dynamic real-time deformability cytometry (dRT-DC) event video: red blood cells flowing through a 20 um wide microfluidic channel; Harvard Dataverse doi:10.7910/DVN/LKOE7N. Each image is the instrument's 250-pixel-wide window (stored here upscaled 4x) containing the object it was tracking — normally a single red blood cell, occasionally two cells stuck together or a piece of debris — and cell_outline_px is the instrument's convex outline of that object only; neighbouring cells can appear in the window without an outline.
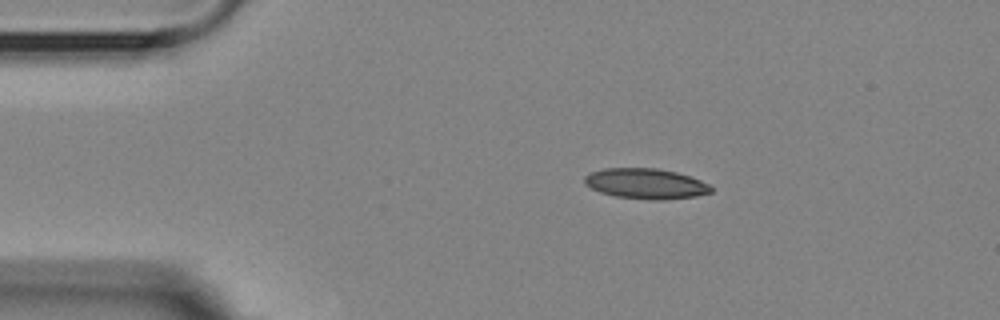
{"species": "Egyptian fruit bat (a non-hibernating species)", "species_latin": "Rousettus aegyptiacus", "temperature_condition": "room temperature", "stored_images_in_passage": 5, "camera_frame_rate_fps": 3000, "um_per_image_px": 0.085, "animal": {"sex": "female"}, "frame": {"image": 1, "passage_image": 1, "time_ms": 0.0, "image_size_px": [1000, 320], "cell_outline_px": [[712, 192], [696, 196], [664, 200], [656, 200], [616, 196], [600, 192], [584, 184], [584, 176], [588, 172], [604, 168], [656, 168], [676, 172], [700, 180], [708, 184], [712, 188]], "centroid_in_image_um": [54.86, 15.6], "position_along_channel_um": 30.1, "area_um2": 22.37}}
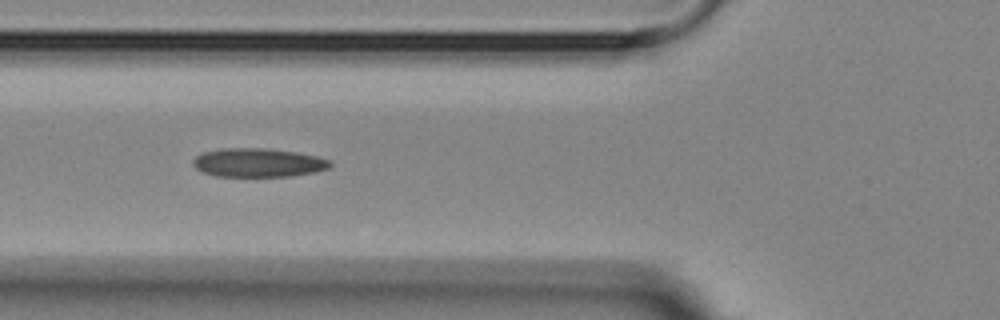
{"frame": {"image": 2, "passage_image": 4, "time_ms": 3.333, "image_size_px": [1000, 320], "cell_outline_px": [[332, 164], [328, 168], [316, 172], [288, 176], [216, 176], [204, 172], [196, 168], [192, 164], [192, 160], [196, 156], [204, 152], [220, 148], [260, 148], [296, 152], [316, 156], [328, 160]], "centroid_in_image_um": [21.91, 13.82], "position_along_channel_um": 103.9, "area_um2": 22.77}}
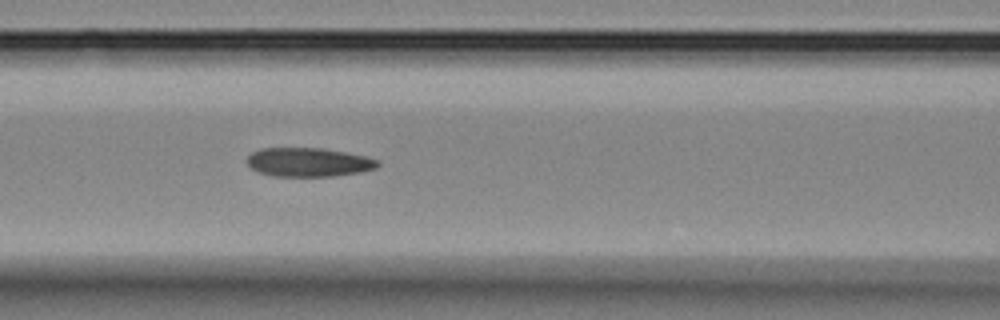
{"frame": {"image": 3, "passage_image": 5, "time_ms": 4.333, "image_size_px": [1000, 320], "cell_outline_px": [[380, 164], [376, 168], [360, 172], [332, 176], [272, 176], [256, 172], [248, 164], [248, 156], [252, 152], [264, 148], [320, 148], [344, 152], [364, 156], [380, 160]], "centroid_in_image_um": [26.22, 13.79], "position_along_channel_um": 140.4, "area_um2": 21.91}}